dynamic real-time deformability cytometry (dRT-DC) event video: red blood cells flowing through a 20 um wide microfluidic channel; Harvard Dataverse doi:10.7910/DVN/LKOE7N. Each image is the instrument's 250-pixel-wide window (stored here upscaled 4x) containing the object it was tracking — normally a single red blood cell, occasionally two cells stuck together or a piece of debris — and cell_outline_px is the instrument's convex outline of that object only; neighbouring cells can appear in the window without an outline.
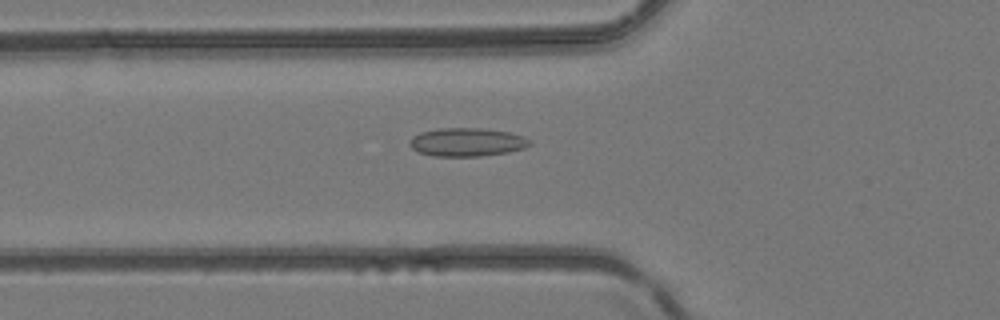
{"species": "common noctule bat (a hibernating species)", "species_latin": "Nyctalus noctula", "temperature_condition": "room temperature", "stored_images_in_passage": 35, "camera_frame_rate_fps": 3000, "um_per_image_px": 0.085, "animal": {"sex": "female", "body_mass_g": 24.6, "forearm_length_mm": 56.2}, "frame": {"image": 1, "passage_image": 4, "time_ms": 1.0, "image_size_px": [1000, 320], "cell_outline_px": [[532, 144], [524, 148], [508, 152], [480, 156], [432, 156], [420, 152], [412, 148], [408, 144], [408, 140], [412, 136], [420, 132], [440, 128], [480, 128], [508, 132], [524, 136], [532, 140]], "centroid_in_image_um": [39.68, 12.08], "position_along_channel_um": 86.1, "area_um2": 20.0}}
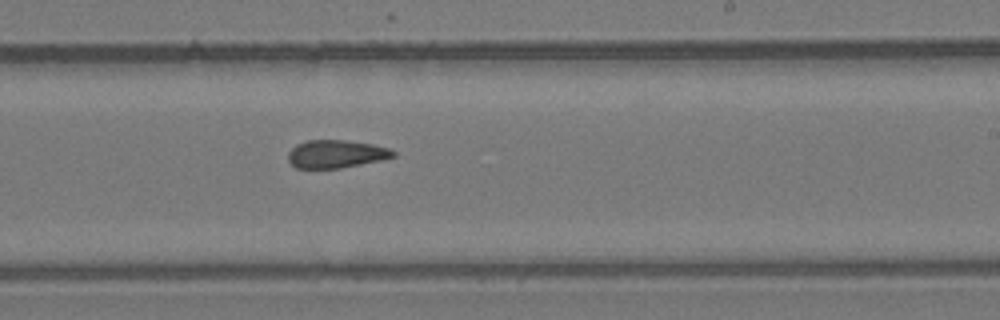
{"frame": {"image": 2, "passage_image": 16, "time_ms": 5.0, "image_size_px": [1000, 320], "cell_outline_px": [[396, 156], [380, 160], [340, 168], [296, 168], [288, 160], [288, 152], [296, 144], [308, 140], [344, 140], [372, 144], [388, 148], [396, 152]], "centroid_in_image_um": [28.55, 13.08], "position_along_channel_um": 260.5, "area_um2": 16.99}}
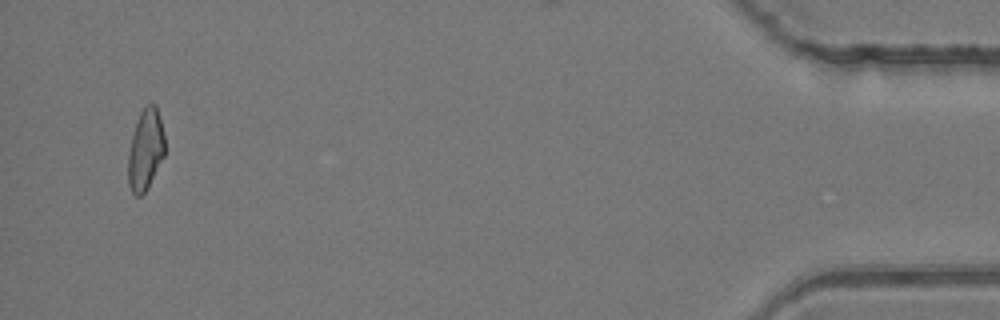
{"frame": {"image": 3, "passage_image": 33, "time_ms": 10.667, "image_size_px": [1000, 320], "cell_outline_px": [[164, 156], [148, 188], [140, 196], [136, 196], [132, 192], [128, 184], [128, 152], [132, 136], [140, 112], [148, 104], [156, 104], [164, 136]], "centroid_in_image_um": [12.36, 12.76], "position_along_channel_um": 422.8, "area_um2": 17.17}}